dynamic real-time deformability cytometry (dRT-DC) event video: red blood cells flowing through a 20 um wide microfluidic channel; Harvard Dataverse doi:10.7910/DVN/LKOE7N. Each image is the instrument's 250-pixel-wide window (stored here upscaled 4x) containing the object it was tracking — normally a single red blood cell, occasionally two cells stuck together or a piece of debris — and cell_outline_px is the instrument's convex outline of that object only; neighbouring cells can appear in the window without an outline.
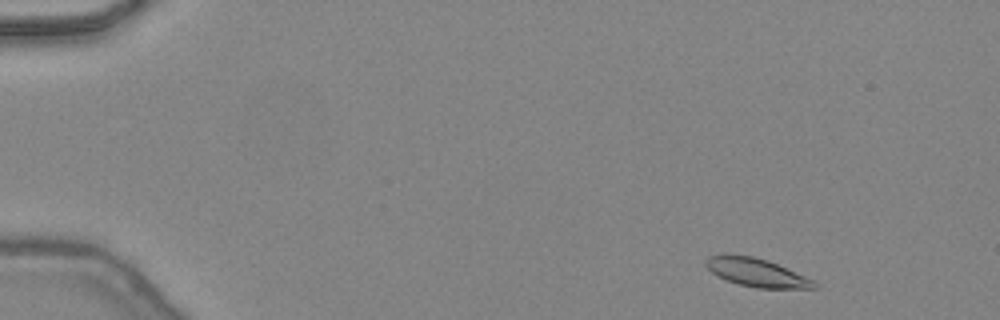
{"species": "common noctule bat (a hibernating species)", "species_latin": "Nyctalus noctula", "temperature_condition": "warm", "stored_images_in_passage": 14, "camera_frame_rate_fps": 3000, "um_per_image_px": 0.085, "animal": {"sex": "female", "body_mass_g": 24.6, "forearm_length_mm": 56.2}, "frame": {"image": 1, "passage_image": 3, "time_ms": 0.667, "image_size_px": [1000, 320], "cell_outline_px": [[820, 288], [756, 288], [740, 284], [728, 280], [712, 272], [704, 264], [704, 260], [708, 256], [724, 252], [752, 256], [768, 260], [816, 280]], "centroid_in_image_um": [64.32, 23.13], "position_along_channel_um": 20.7, "area_um2": 18.21}}
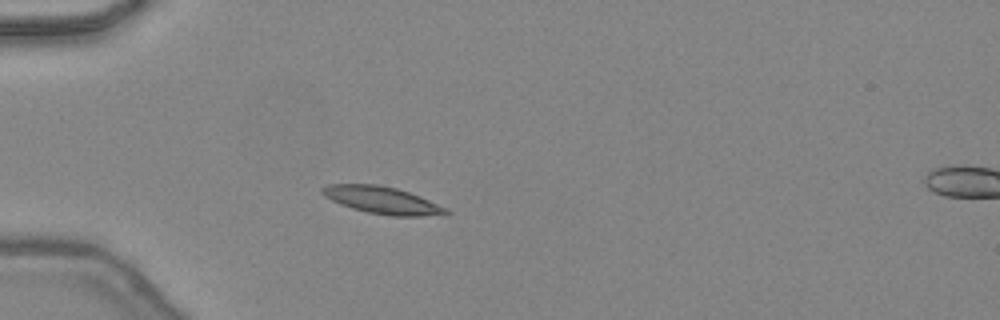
{"frame": {"image": 2, "passage_image": 12, "time_ms": 3.667, "image_size_px": [1000, 320], "cell_outline_px": [[452, 212], [420, 216], [392, 216], [368, 212], [352, 208], [340, 204], [324, 196], [320, 192], [320, 188], [328, 184], [376, 184], [396, 188], [420, 196], [448, 208]], "centroid_in_image_um": [32.45, 17.0], "position_along_channel_um": 52.5, "area_um2": 19.48}}